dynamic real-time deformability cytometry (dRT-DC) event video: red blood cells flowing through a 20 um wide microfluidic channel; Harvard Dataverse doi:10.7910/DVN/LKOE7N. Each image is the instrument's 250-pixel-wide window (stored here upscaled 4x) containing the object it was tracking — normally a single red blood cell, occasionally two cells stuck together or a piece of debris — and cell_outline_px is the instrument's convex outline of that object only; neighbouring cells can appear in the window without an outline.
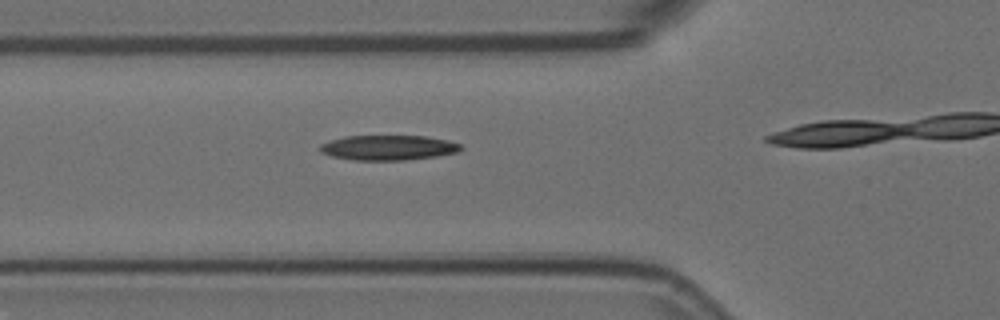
{"species": "Egyptian fruit bat (a non-hibernating species)", "species_latin": "Rousettus aegyptiacus", "temperature_condition": "room temperature", "stored_images_in_passage": 11, "camera_frame_rate_fps": 3000, "um_per_image_px": 0.085, "animal": {"sex": "female"}, "frame": {"image": 1, "passage_image": 7, "time_ms": 2.0, "image_size_px": [1000, 320], "cell_outline_px": [[464, 148], [456, 152], [436, 156], [404, 160], [356, 160], [332, 156], [320, 152], [320, 144], [344, 136], [424, 136], [448, 140], [460, 144]], "centroid_in_image_um": [33.01, 12.55], "position_along_channel_um": 92.8, "area_um2": 20.35}}
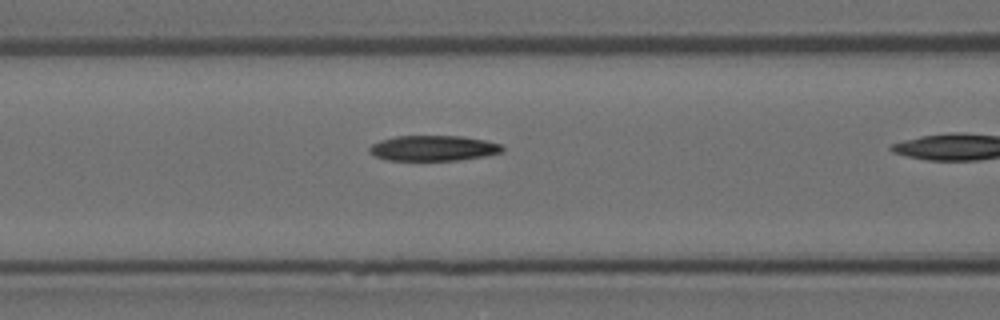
{"frame": {"image": 2, "passage_image": 10, "time_ms": 3.0, "image_size_px": [1000, 320], "cell_outline_px": [[504, 152], [484, 156], [456, 160], [388, 160], [376, 156], [368, 152], [368, 148], [372, 144], [380, 140], [396, 136], [460, 136], [484, 140], [500, 144], [504, 148]], "centroid_in_image_um": [36.82, 12.59], "position_along_channel_um": 129.8, "area_um2": 19.59}}